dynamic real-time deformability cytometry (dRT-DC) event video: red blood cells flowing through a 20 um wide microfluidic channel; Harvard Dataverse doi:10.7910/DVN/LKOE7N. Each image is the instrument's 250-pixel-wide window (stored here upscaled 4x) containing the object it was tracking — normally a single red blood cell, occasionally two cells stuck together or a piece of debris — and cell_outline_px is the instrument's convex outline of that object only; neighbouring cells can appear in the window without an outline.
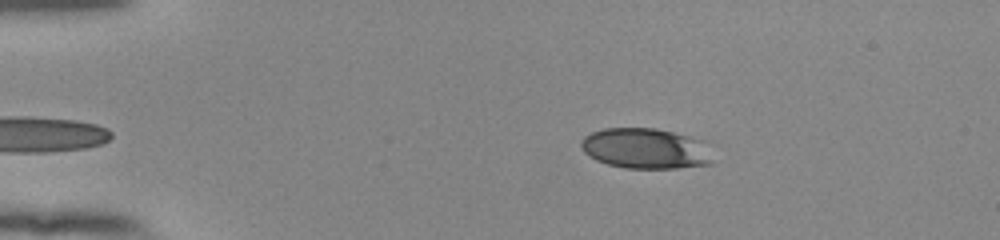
{"species": "human", "species_latin": "Homo sapiens", "temperature_condition": "room temperature", "stored_images_in_passage": 45, "camera_frame_rate_fps": 3000, "um_per_image_px": 0.085, "donor": {"sex": "female"}, "frame": {"image": 1, "passage_image": 2, "time_ms": 0.333, "image_size_px": [1000, 240], "cell_outline_px": [[712, 164], [676, 168], [624, 168], [608, 164], [596, 160], [588, 156], [584, 152], [580, 144], [580, 140], [584, 136], [592, 132], [604, 128], [656, 128], [704, 140], [712, 160]], "centroid_in_image_um": [54.84, 12.62], "position_along_channel_um": 30.2, "area_um2": 31.15}}
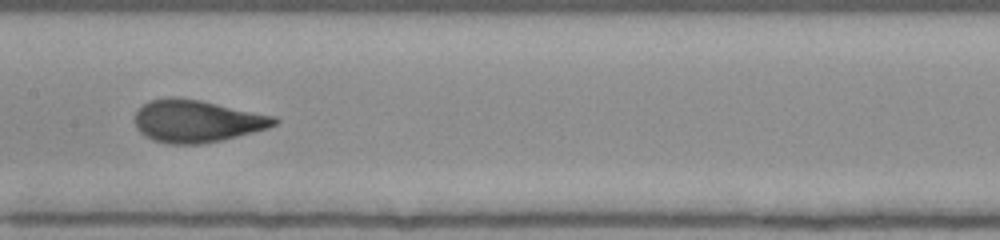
{"frame": {"image": 2, "passage_image": 20, "time_ms": 6.333, "image_size_px": [1000, 240], "cell_outline_px": [[280, 120], [276, 124], [268, 128], [204, 144], [168, 144], [152, 140], [144, 136], [136, 128], [136, 112], [148, 100], [168, 96], [180, 96], [200, 100], [276, 116]], "centroid_in_image_um": [16.71, 10.28], "position_along_channel_um": 190.7, "area_um2": 34.62}}
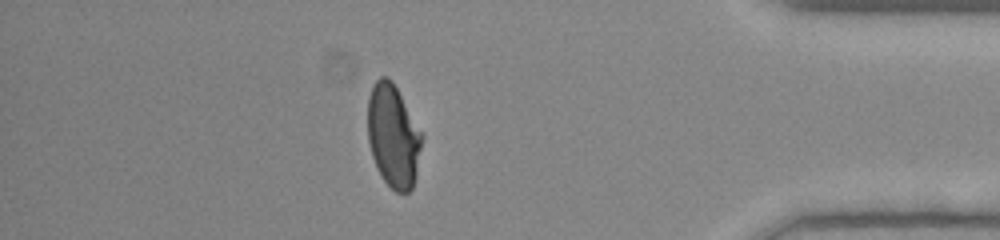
{"frame": {"image": 3, "passage_image": 39, "time_ms": 12.667, "image_size_px": [1000, 240], "cell_outline_px": [[424, 136], [416, 176], [412, 188], [408, 192], [396, 192], [384, 180], [372, 156], [368, 140], [368, 96], [372, 84], [380, 76], [388, 76], [392, 80]], "centroid_in_image_um": [33.43, 11.53], "position_along_channel_um": 401.8, "area_um2": 32.54}, "authors_computed_cell_mechanics": {"area_um2": 33.6974, "velocity_mm_per_s": 3.8523, "shape_relaxation_time_tau1_ms": 5.0339, "shape_relaxation_time_tau2_ms": null, "deformation_change_tau1": 0.1704, "deformation_change_tau2": null}}